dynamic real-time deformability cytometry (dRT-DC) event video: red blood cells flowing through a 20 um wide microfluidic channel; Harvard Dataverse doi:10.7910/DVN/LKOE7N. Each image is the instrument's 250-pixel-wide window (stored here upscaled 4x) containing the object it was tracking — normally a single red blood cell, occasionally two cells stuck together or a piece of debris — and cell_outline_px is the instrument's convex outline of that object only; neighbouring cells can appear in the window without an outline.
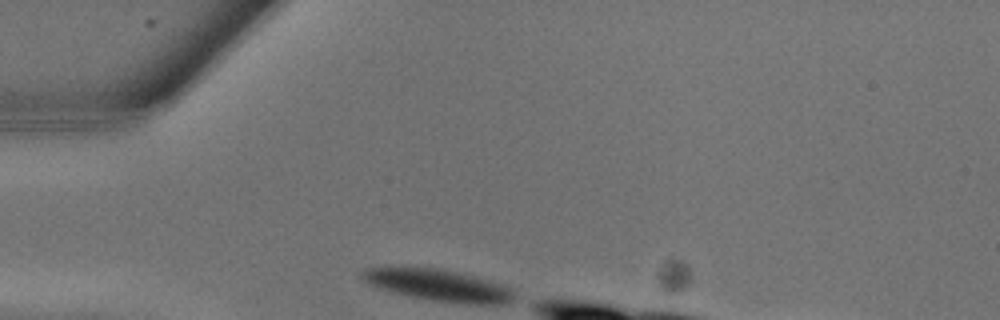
{"species": "common noctule bat (a hibernating species)", "species_latin": "Nyctalus noctula", "temperature_condition": "warm", "stored_images_in_passage": 6, "camera_frame_rate_fps": 3000, "um_per_image_px": 0.085, "animal": {"sex": "male", "body_mass_g": 13.3}, "frame": {"image": 1, "passage_image": 1, "time_ms": 0.0, "image_size_px": [1000, 320], "cell_outline_px": [[516, 296], [512, 300], [500, 304], [464, 304], [432, 300], [412, 296], [380, 288], [368, 284], [360, 276], [368, 268], [384, 264], [388, 264], [440, 268], [476, 276], [500, 284], [508, 288]], "centroid_in_image_um": [37.17, 24.19], "position_along_channel_um": 47.8, "area_um2": 28.5}}
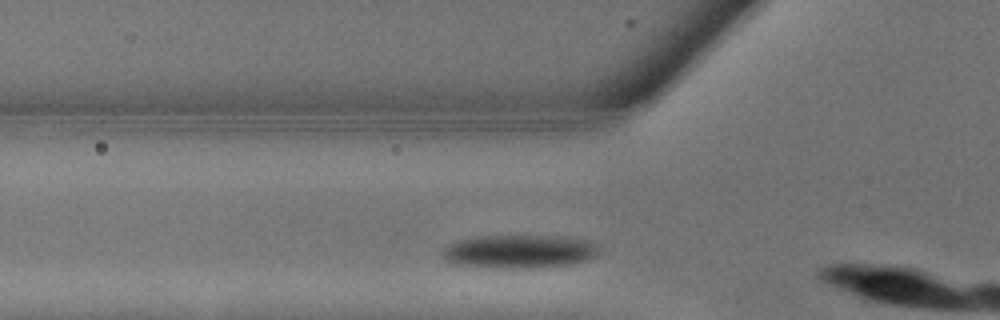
{"frame": {"image": 2, "passage_image": 3, "time_ms": 0.667, "image_size_px": [1000, 320], "cell_outline_px": [[600, 252], [588, 260], [572, 264], [532, 268], [492, 268], [452, 264], [444, 260], [444, 248], [448, 244], [456, 240], [472, 236], [560, 236], [588, 240], [600, 244]], "centroid_in_image_um": [44.15, 21.37], "position_along_channel_um": 81.6, "area_um2": 31.04}}
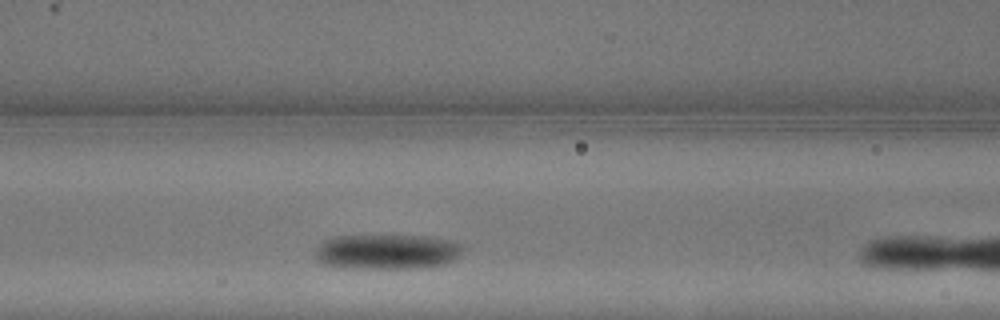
{"frame": {"image": 3, "passage_image": 5, "time_ms": 1.333, "image_size_px": [1000, 320], "cell_outline_px": [[464, 248], [460, 256], [456, 260], [444, 264], [420, 268], [352, 268], [324, 264], [316, 260], [316, 248], [324, 240], [332, 236], [428, 236], [448, 240], [464, 244]], "centroid_in_image_um": [32.94, 21.4], "position_along_channel_um": 133.7, "area_um2": 30.29}}